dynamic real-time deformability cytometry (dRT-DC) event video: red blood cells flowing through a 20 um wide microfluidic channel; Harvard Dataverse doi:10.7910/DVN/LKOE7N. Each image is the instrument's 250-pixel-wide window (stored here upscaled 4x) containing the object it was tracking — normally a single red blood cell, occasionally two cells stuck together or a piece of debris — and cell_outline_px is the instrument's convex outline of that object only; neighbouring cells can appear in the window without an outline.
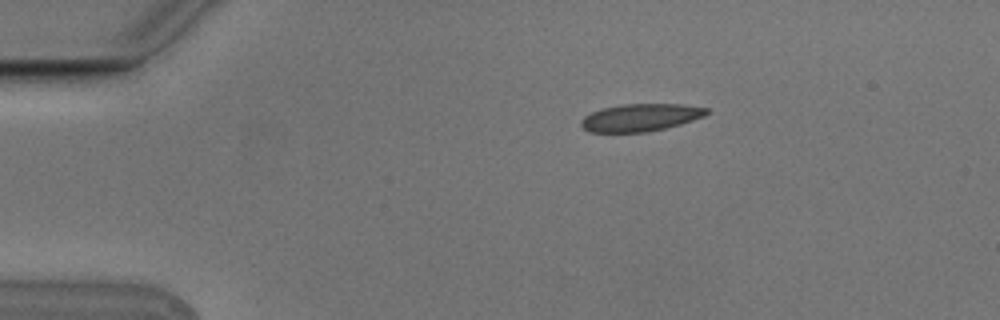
{"species": "Egyptian fruit bat (a non-hibernating species)", "species_latin": "Rousettus aegyptiacus", "temperature_condition": "cold", "stored_images_in_passage": 4, "camera_frame_rate_fps": 3000, "um_per_image_px": 0.085, "animal": {"sex": "male"}, "frame": {"image": 1, "passage_image": 1, "time_ms": 0.0, "image_size_px": [1000, 320], "cell_outline_px": [[708, 112], [704, 116], [680, 124], [648, 132], [588, 132], [580, 124], [580, 120], [584, 116], [592, 112], [604, 108], [624, 104], [684, 104], [708, 108]], "centroid_in_image_um": [54.43, 9.99], "position_along_channel_um": 30.6, "area_um2": 20.0}}
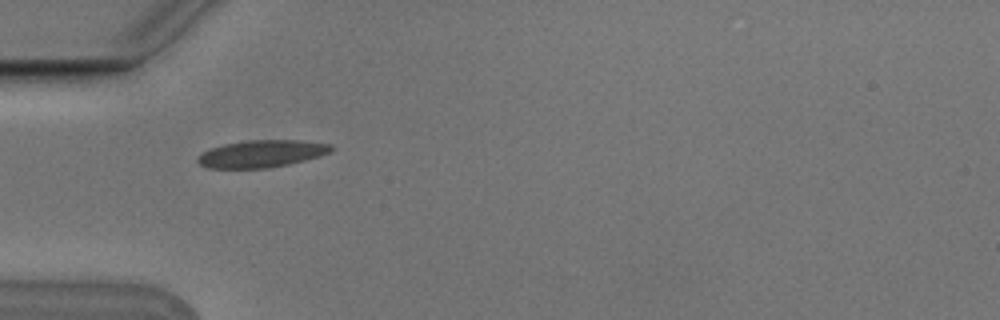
{"frame": {"image": 2, "passage_image": 3, "time_ms": 0.667, "image_size_px": [1000, 320], "cell_outline_px": [[332, 148], [328, 152], [320, 156], [288, 164], [268, 168], [208, 168], [200, 164], [196, 160], [200, 152], [224, 144], [248, 140], [300, 140], [332, 144]], "centroid_in_image_um": [22.2, 13.06], "position_along_channel_um": 62.8, "area_um2": 21.1}}